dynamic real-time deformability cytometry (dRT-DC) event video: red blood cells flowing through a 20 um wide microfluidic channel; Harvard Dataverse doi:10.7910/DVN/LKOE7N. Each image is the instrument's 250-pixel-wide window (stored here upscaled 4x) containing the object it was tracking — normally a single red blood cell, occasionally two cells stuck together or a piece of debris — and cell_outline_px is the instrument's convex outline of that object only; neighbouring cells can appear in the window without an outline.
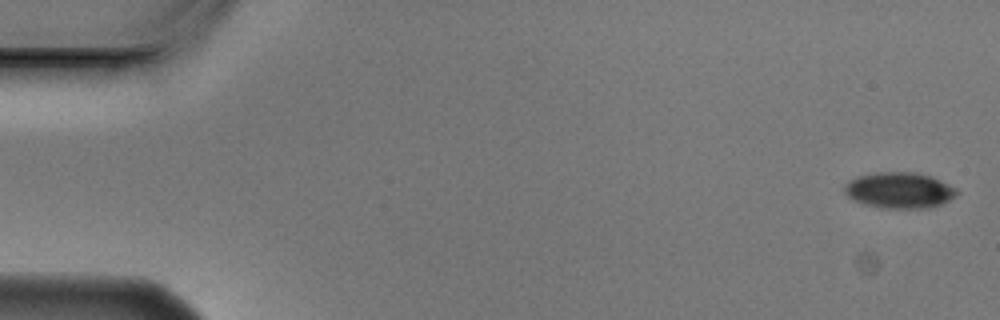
{"species": "Egyptian fruit bat (a non-hibernating species)", "species_latin": "Rousettus aegyptiacus", "temperature_condition": "cold", "stored_images_in_passage": 2, "camera_frame_rate_fps": 3000, "um_per_image_px": 0.085, "animal": {"sex": "male"}, "frame": {"image": 1, "passage_image": 1, "time_ms": 0.0, "image_size_px": [1000, 320], "cell_outline_px": [[960, 192], [956, 196], [940, 204], [928, 208], [880, 208], [864, 204], [852, 200], [844, 192], [844, 184], [848, 180], [856, 176], [876, 172], [916, 172], [932, 176], [956, 188]], "centroid_in_image_um": [76.42, 16.16], "position_along_channel_um": 8.6, "area_um2": 23.81}}